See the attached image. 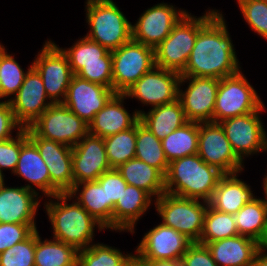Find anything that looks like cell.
Returning <instances> with one entry per match:
<instances>
[{"instance_id":"1","label":"cell","mask_w":267,"mask_h":266,"mask_svg":"<svg viewBox=\"0 0 267 266\" xmlns=\"http://www.w3.org/2000/svg\"><path fill=\"white\" fill-rule=\"evenodd\" d=\"M222 11H218L198 32L181 76L222 79L242 69Z\"/></svg>"},{"instance_id":"2","label":"cell","mask_w":267,"mask_h":266,"mask_svg":"<svg viewBox=\"0 0 267 266\" xmlns=\"http://www.w3.org/2000/svg\"><path fill=\"white\" fill-rule=\"evenodd\" d=\"M45 200L48 201L44 202V209L52 226V238L55 240L80 251L94 243L95 229L98 228L100 232L106 230L68 193L54 195Z\"/></svg>"},{"instance_id":"3","label":"cell","mask_w":267,"mask_h":266,"mask_svg":"<svg viewBox=\"0 0 267 266\" xmlns=\"http://www.w3.org/2000/svg\"><path fill=\"white\" fill-rule=\"evenodd\" d=\"M224 174L198 154L175 159L165 175V191L179 197L209 201Z\"/></svg>"},{"instance_id":"4","label":"cell","mask_w":267,"mask_h":266,"mask_svg":"<svg viewBox=\"0 0 267 266\" xmlns=\"http://www.w3.org/2000/svg\"><path fill=\"white\" fill-rule=\"evenodd\" d=\"M209 9L202 16L187 12L170 35L154 48L155 66L181 74L188 62L199 30L218 12Z\"/></svg>"},{"instance_id":"5","label":"cell","mask_w":267,"mask_h":266,"mask_svg":"<svg viewBox=\"0 0 267 266\" xmlns=\"http://www.w3.org/2000/svg\"><path fill=\"white\" fill-rule=\"evenodd\" d=\"M86 23L90 40L108 51L118 49L132 39V22L113 0H86Z\"/></svg>"},{"instance_id":"6","label":"cell","mask_w":267,"mask_h":266,"mask_svg":"<svg viewBox=\"0 0 267 266\" xmlns=\"http://www.w3.org/2000/svg\"><path fill=\"white\" fill-rule=\"evenodd\" d=\"M161 223L184 234L192 242H199L208 202L179 197L165 192L154 200Z\"/></svg>"},{"instance_id":"7","label":"cell","mask_w":267,"mask_h":266,"mask_svg":"<svg viewBox=\"0 0 267 266\" xmlns=\"http://www.w3.org/2000/svg\"><path fill=\"white\" fill-rule=\"evenodd\" d=\"M27 130L28 137H41L73 147L89 133V125L63 103H53Z\"/></svg>"},{"instance_id":"8","label":"cell","mask_w":267,"mask_h":266,"mask_svg":"<svg viewBox=\"0 0 267 266\" xmlns=\"http://www.w3.org/2000/svg\"><path fill=\"white\" fill-rule=\"evenodd\" d=\"M242 70L220 79L217 89L213 122L257 111L264 103Z\"/></svg>"},{"instance_id":"9","label":"cell","mask_w":267,"mask_h":266,"mask_svg":"<svg viewBox=\"0 0 267 266\" xmlns=\"http://www.w3.org/2000/svg\"><path fill=\"white\" fill-rule=\"evenodd\" d=\"M112 53V89L124 94L155 66L154 48L130 40Z\"/></svg>"},{"instance_id":"10","label":"cell","mask_w":267,"mask_h":266,"mask_svg":"<svg viewBox=\"0 0 267 266\" xmlns=\"http://www.w3.org/2000/svg\"><path fill=\"white\" fill-rule=\"evenodd\" d=\"M263 111L265 104L255 112L219 122L233 152L243 163L250 156L267 152V131L260 116Z\"/></svg>"},{"instance_id":"11","label":"cell","mask_w":267,"mask_h":266,"mask_svg":"<svg viewBox=\"0 0 267 266\" xmlns=\"http://www.w3.org/2000/svg\"><path fill=\"white\" fill-rule=\"evenodd\" d=\"M32 66L41 75L48 98L53 103H62L74 74L59 45L48 38L35 55Z\"/></svg>"},{"instance_id":"12","label":"cell","mask_w":267,"mask_h":266,"mask_svg":"<svg viewBox=\"0 0 267 266\" xmlns=\"http://www.w3.org/2000/svg\"><path fill=\"white\" fill-rule=\"evenodd\" d=\"M219 82L220 79L212 77L181 76L178 100L181 103L187 121L198 123L213 122ZM185 83L187 87L184 88L183 85L185 86Z\"/></svg>"},{"instance_id":"13","label":"cell","mask_w":267,"mask_h":266,"mask_svg":"<svg viewBox=\"0 0 267 266\" xmlns=\"http://www.w3.org/2000/svg\"><path fill=\"white\" fill-rule=\"evenodd\" d=\"M187 12L184 8H177L164 1L147 8L131 25L132 40L152 48L157 47Z\"/></svg>"},{"instance_id":"14","label":"cell","mask_w":267,"mask_h":266,"mask_svg":"<svg viewBox=\"0 0 267 266\" xmlns=\"http://www.w3.org/2000/svg\"><path fill=\"white\" fill-rule=\"evenodd\" d=\"M197 154L223 174L244 172L245 165L233 152L220 123H199Z\"/></svg>"},{"instance_id":"15","label":"cell","mask_w":267,"mask_h":266,"mask_svg":"<svg viewBox=\"0 0 267 266\" xmlns=\"http://www.w3.org/2000/svg\"><path fill=\"white\" fill-rule=\"evenodd\" d=\"M181 75L175 71L154 66L134 83L124 94L151 108L169 104L178 99Z\"/></svg>"},{"instance_id":"16","label":"cell","mask_w":267,"mask_h":266,"mask_svg":"<svg viewBox=\"0 0 267 266\" xmlns=\"http://www.w3.org/2000/svg\"><path fill=\"white\" fill-rule=\"evenodd\" d=\"M9 104L16 122L25 129L53 104L46 94L41 75L33 66L28 70L22 86Z\"/></svg>"},{"instance_id":"17","label":"cell","mask_w":267,"mask_h":266,"mask_svg":"<svg viewBox=\"0 0 267 266\" xmlns=\"http://www.w3.org/2000/svg\"><path fill=\"white\" fill-rule=\"evenodd\" d=\"M38 148L50 175V197L69 193L74 187L72 147L41 137H28Z\"/></svg>"},{"instance_id":"18","label":"cell","mask_w":267,"mask_h":266,"mask_svg":"<svg viewBox=\"0 0 267 266\" xmlns=\"http://www.w3.org/2000/svg\"><path fill=\"white\" fill-rule=\"evenodd\" d=\"M192 243L184 234L159 223L144 233L134 252L138 259L181 260Z\"/></svg>"},{"instance_id":"19","label":"cell","mask_w":267,"mask_h":266,"mask_svg":"<svg viewBox=\"0 0 267 266\" xmlns=\"http://www.w3.org/2000/svg\"><path fill=\"white\" fill-rule=\"evenodd\" d=\"M72 167L74 185L97 181L103 173L112 169L103 138L88 133L73 146Z\"/></svg>"},{"instance_id":"20","label":"cell","mask_w":267,"mask_h":266,"mask_svg":"<svg viewBox=\"0 0 267 266\" xmlns=\"http://www.w3.org/2000/svg\"><path fill=\"white\" fill-rule=\"evenodd\" d=\"M114 94L109 87L73 75L62 103L89 124Z\"/></svg>"},{"instance_id":"21","label":"cell","mask_w":267,"mask_h":266,"mask_svg":"<svg viewBox=\"0 0 267 266\" xmlns=\"http://www.w3.org/2000/svg\"><path fill=\"white\" fill-rule=\"evenodd\" d=\"M41 197L24 186L0 185V223H36Z\"/></svg>"},{"instance_id":"22","label":"cell","mask_w":267,"mask_h":266,"mask_svg":"<svg viewBox=\"0 0 267 266\" xmlns=\"http://www.w3.org/2000/svg\"><path fill=\"white\" fill-rule=\"evenodd\" d=\"M127 99L125 94L115 93L88 124L89 134L105 138L133 127L140 115L136 110L129 113L124 106Z\"/></svg>"},{"instance_id":"23","label":"cell","mask_w":267,"mask_h":266,"mask_svg":"<svg viewBox=\"0 0 267 266\" xmlns=\"http://www.w3.org/2000/svg\"><path fill=\"white\" fill-rule=\"evenodd\" d=\"M14 176L25 180V188L34 191L42 200L50 197V175L36 145L28 138L21 146ZM40 192H39V191ZM40 193L42 195H40Z\"/></svg>"},{"instance_id":"24","label":"cell","mask_w":267,"mask_h":266,"mask_svg":"<svg viewBox=\"0 0 267 266\" xmlns=\"http://www.w3.org/2000/svg\"><path fill=\"white\" fill-rule=\"evenodd\" d=\"M153 202L146 191L127 184L113 209V232L134 234L135 226Z\"/></svg>"},{"instance_id":"25","label":"cell","mask_w":267,"mask_h":266,"mask_svg":"<svg viewBox=\"0 0 267 266\" xmlns=\"http://www.w3.org/2000/svg\"><path fill=\"white\" fill-rule=\"evenodd\" d=\"M241 173L224 174L220 178L208 201L211 208L228 214H236L246 203L257 198L250 184L238 178Z\"/></svg>"},{"instance_id":"26","label":"cell","mask_w":267,"mask_h":266,"mask_svg":"<svg viewBox=\"0 0 267 266\" xmlns=\"http://www.w3.org/2000/svg\"><path fill=\"white\" fill-rule=\"evenodd\" d=\"M218 266H251L260 244L247 236L233 237L205 244Z\"/></svg>"},{"instance_id":"27","label":"cell","mask_w":267,"mask_h":266,"mask_svg":"<svg viewBox=\"0 0 267 266\" xmlns=\"http://www.w3.org/2000/svg\"><path fill=\"white\" fill-rule=\"evenodd\" d=\"M135 110L140 115V121L148 127L159 140H163L174 130L188 122L178 99L169 104L150 108L148 112L144 111V109Z\"/></svg>"},{"instance_id":"28","label":"cell","mask_w":267,"mask_h":266,"mask_svg":"<svg viewBox=\"0 0 267 266\" xmlns=\"http://www.w3.org/2000/svg\"><path fill=\"white\" fill-rule=\"evenodd\" d=\"M128 185L146 191L154 200L165 191V176L146 162L133 158L116 168Z\"/></svg>"},{"instance_id":"29","label":"cell","mask_w":267,"mask_h":266,"mask_svg":"<svg viewBox=\"0 0 267 266\" xmlns=\"http://www.w3.org/2000/svg\"><path fill=\"white\" fill-rule=\"evenodd\" d=\"M239 235L250 237L261 244L267 235V205L264 197L246 203L234 214Z\"/></svg>"},{"instance_id":"30","label":"cell","mask_w":267,"mask_h":266,"mask_svg":"<svg viewBox=\"0 0 267 266\" xmlns=\"http://www.w3.org/2000/svg\"><path fill=\"white\" fill-rule=\"evenodd\" d=\"M35 266H77L78 250L62 241L42 240L36 230Z\"/></svg>"},{"instance_id":"31","label":"cell","mask_w":267,"mask_h":266,"mask_svg":"<svg viewBox=\"0 0 267 266\" xmlns=\"http://www.w3.org/2000/svg\"><path fill=\"white\" fill-rule=\"evenodd\" d=\"M199 123L188 121L161 140L165 156L171 161L198 153Z\"/></svg>"},{"instance_id":"32","label":"cell","mask_w":267,"mask_h":266,"mask_svg":"<svg viewBox=\"0 0 267 266\" xmlns=\"http://www.w3.org/2000/svg\"><path fill=\"white\" fill-rule=\"evenodd\" d=\"M107 229V194L97 181L75 184L68 193Z\"/></svg>"},{"instance_id":"33","label":"cell","mask_w":267,"mask_h":266,"mask_svg":"<svg viewBox=\"0 0 267 266\" xmlns=\"http://www.w3.org/2000/svg\"><path fill=\"white\" fill-rule=\"evenodd\" d=\"M68 58L72 73L76 75L84 64L112 63V53L86 36L79 37L70 48H62Z\"/></svg>"},{"instance_id":"34","label":"cell","mask_w":267,"mask_h":266,"mask_svg":"<svg viewBox=\"0 0 267 266\" xmlns=\"http://www.w3.org/2000/svg\"><path fill=\"white\" fill-rule=\"evenodd\" d=\"M135 158L158 169L164 176L167 174L169 162L159 140L140 120L136 123Z\"/></svg>"},{"instance_id":"35","label":"cell","mask_w":267,"mask_h":266,"mask_svg":"<svg viewBox=\"0 0 267 266\" xmlns=\"http://www.w3.org/2000/svg\"><path fill=\"white\" fill-rule=\"evenodd\" d=\"M134 256L115 246L94 241L88 248L78 251L77 266H126Z\"/></svg>"},{"instance_id":"36","label":"cell","mask_w":267,"mask_h":266,"mask_svg":"<svg viewBox=\"0 0 267 266\" xmlns=\"http://www.w3.org/2000/svg\"><path fill=\"white\" fill-rule=\"evenodd\" d=\"M239 235L234 214H228L211 208L208 205L204 216L203 230L198 243L222 240Z\"/></svg>"},{"instance_id":"37","label":"cell","mask_w":267,"mask_h":266,"mask_svg":"<svg viewBox=\"0 0 267 266\" xmlns=\"http://www.w3.org/2000/svg\"><path fill=\"white\" fill-rule=\"evenodd\" d=\"M14 56L15 54H9L4 44L0 43V89L3 98L7 101H10L17 94L25 75L32 67L30 64L24 71Z\"/></svg>"},{"instance_id":"38","label":"cell","mask_w":267,"mask_h":266,"mask_svg":"<svg viewBox=\"0 0 267 266\" xmlns=\"http://www.w3.org/2000/svg\"><path fill=\"white\" fill-rule=\"evenodd\" d=\"M104 146L111 168L135 158L136 124L128 130L103 138Z\"/></svg>"},{"instance_id":"39","label":"cell","mask_w":267,"mask_h":266,"mask_svg":"<svg viewBox=\"0 0 267 266\" xmlns=\"http://www.w3.org/2000/svg\"><path fill=\"white\" fill-rule=\"evenodd\" d=\"M236 2L249 28L267 40V0H237Z\"/></svg>"},{"instance_id":"40","label":"cell","mask_w":267,"mask_h":266,"mask_svg":"<svg viewBox=\"0 0 267 266\" xmlns=\"http://www.w3.org/2000/svg\"><path fill=\"white\" fill-rule=\"evenodd\" d=\"M36 230L24 241L0 253V266H35Z\"/></svg>"},{"instance_id":"41","label":"cell","mask_w":267,"mask_h":266,"mask_svg":"<svg viewBox=\"0 0 267 266\" xmlns=\"http://www.w3.org/2000/svg\"><path fill=\"white\" fill-rule=\"evenodd\" d=\"M97 182L105 186L107 194V231H113V209L118 199H121L123 190L126 189L127 183L116 168H112L103 173Z\"/></svg>"},{"instance_id":"42","label":"cell","mask_w":267,"mask_h":266,"mask_svg":"<svg viewBox=\"0 0 267 266\" xmlns=\"http://www.w3.org/2000/svg\"><path fill=\"white\" fill-rule=\"evenodd\" d=\"M28 139L27 128H22L12 138L0 141V173L5 177L4 170L14 173L21 151L22 144Z\"/></svg>"},{"instance_id":"43","label":"cell","mask_w":267,"mask_h":266,"mask_svg":"<svg viewBox=\"0 0 267 266\" xmlns=\"http://www.w3.org/2000/svg\"><path fill=\"white\" fill-rule=\"evenodd\" d=\"M37 229L36 223H0V253L24 241Z\"/></svg>"},{"instance_id":"44","label":"cell","mask_w":267,"mask_h":266,"mask_svg":"<svg viewBox=\"0 0 267 266\" xmlns=\"http://www.w3.org/2000/svg\"><path fill=\"white\" fill-rule=\"evenodd\" d=\"M76 75L112 89V63L84 64Z\"/></svg>"},{"instance_id":"45","label":"cell","mask_w":267,"mask_h":266,"mask_svg":"<svg viewBox=\"0 0 267 266\" xmlns=\"http://www.w3.org/2000/svg\"><path fill=\"white\" fill-rule=\"evenodd\" d=\"M183 266H218L206 245L193 242L182 256Z\"/></svg>"},{"instance_id":"46","label":"cell","mask_w":267,"mask_h":266,"mask_svg":"<svg viewBox=\"0 0 267 266\" xmlns=\"http://www.w3.org/2000/svg\"><path fill=\"white\" fill-rule=\"evenodd\" d=\"M22 127L16 122L9 101L0 104V141L13 137ZM15 130V131H14Z\"/></svg>"},{"instance_id":"47","label":"cell","mask_w":267,"mask_h":266,"mask_svg":"<svg viewBox=\"0 0 267 266\" xmlns=\"http://www.w3.org/2000/svg\"><path fill=\"white\" fill-rule=\"evenodd\" d=\"M145 266H183L181 260L139 259Z\"/></svg>"},{"instance_id":"48","label":"cell","mask_w":267,"mask_h":266,"mask_svg":"<svg viewBox=\"0 0 267 266\" xmlns=\"http://www.w3.org/2000/svg\"><path fill=\"white\" fill-rule=\"evenodd\" d=\"M251 266H267V252L260 248L254 257Z\"/></svg>"},{"instance_id":"49","label":"cell","mask_w":267,"mask_h":266,"mask_svg":"<svg viewBox=\"0 0 267 266\" xmlns=\"http://www.w3.org/2000/svg\"><path fill=\"white\" fill-rule=\"evenodd\" d=\"M262 181L263 182H262V185L261 186H262L263 192H264L263 195L265 196L264 200H265V203L267 205V173H265L264 178H263Z\"/></svg>"},{"instance_id":"50","label":"cell","mask_w":267,"mask_h":266,"mask_svg":"<svg viewBox=\"0 0 267 266\" xmlns=\"http://www.w3.org/2000/svg\"><path fill=\"white\" fill-rule=\"evenodd\" d=\"M126 266H145L136 256H134Z\"/></svg>"},{"instance_id":"51","label":"cell","mask_w":267,"mask_h":266,"mask_svg":"<svg viewBox=\"0 0 267 266\" xmlns=\"http://www.w3.org/2000/svg\"><path fill=\"white\" fill-rule=\"evenodd\" d=\"M261 249L264 250L265 252H267V235L264 239V241L260 244Z\"/></svg>"},{"instance_id":"52","label":"cell","mask_w":267,"mask_h":266,"mask_svg":"<svg viewBox=\"0 0 267 266\" xmlns=\"http://www.w3.org/2000/svg\"><path fill=\"white\" fill-rule=\"evenodd\" d=\"M3 99V100H2ZM7 100H5L2 96V92H1V89H0V104L3 103V102H6Z\"/></svg>"},{"instance_id":"53","label":"cell","mask_w":267,"mask_h":266,"mask_svg":"<svg viewBox=\"0 0 267 266\" xmlns=\"http://www.w3.org/2000/svg\"><path fill=\"white\" fill-rule=\"evenodd\" d=\"M5 181L4 176L0 173V185Z\"/></svg>"}]
</instances>
